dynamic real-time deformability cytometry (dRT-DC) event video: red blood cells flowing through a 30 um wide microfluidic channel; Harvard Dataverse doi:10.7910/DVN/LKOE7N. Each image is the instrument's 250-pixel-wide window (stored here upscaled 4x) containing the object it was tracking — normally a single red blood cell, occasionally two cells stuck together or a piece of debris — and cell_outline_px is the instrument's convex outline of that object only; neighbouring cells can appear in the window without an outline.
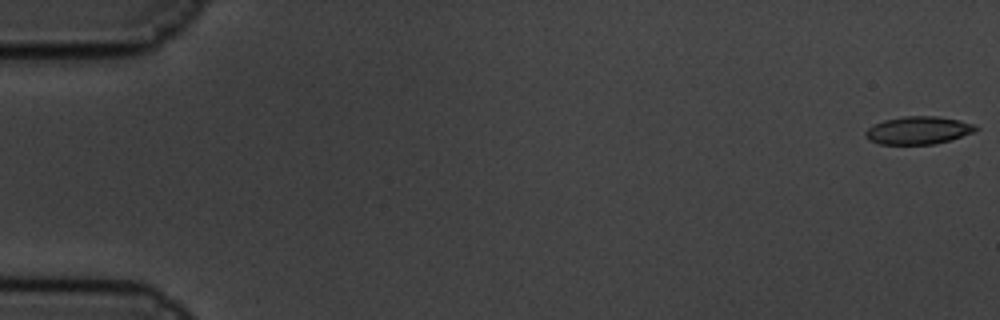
{"species": "common noctule bat (a hibernating species)", "species_latin": "Nyctalus noctula", "temperature_condition": "cold", "stored_images_in_passage": 61, "camera_frame_rate_fps": 3000, "um_per_image_px": 0.085, "animal": {"sex": "male", "body_mass_g": 19.5, "forearm_length_mm": 54.6}, "frame": {"image": 1, "passage_image": 1, "time_ms": 0.0, "image_size_px": [1000, 320], "cell_outline_px": [[980, 128], [972, 132], [936, 144], [880, 144], [868, 140], [864, 136], [864, 132], [872, 124], [884, 120], [904, 116], [936, 116], [960, 120], [972, 124]], "centroid_in_image_um": [77.99, 11.07], "position_along_channel_um": 7.0, "area_um2": 17.8}}
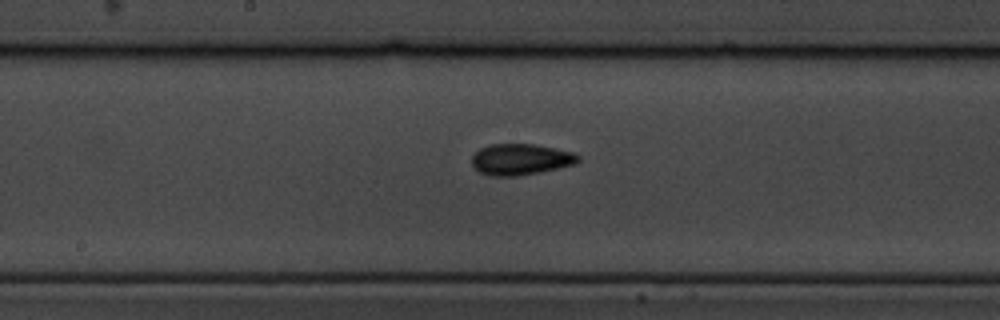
{"frame": {"image": 2, "passage_image": 32, "time_ms": 10.333, "image_size_px": [1000, 320], "cell_outline_px": [[580, 160], [576, 164], [540, 172], [516, 176], [492, 176], [480, 172], [472, 164], [472, 156], [480, 148], [492, 144], [532, 144], [572, 152], [580, 156]], "centroid_in_image_um": [44.26, 13.55], "position_along_channel_um": 203.9, "area_um2": 19.13}}
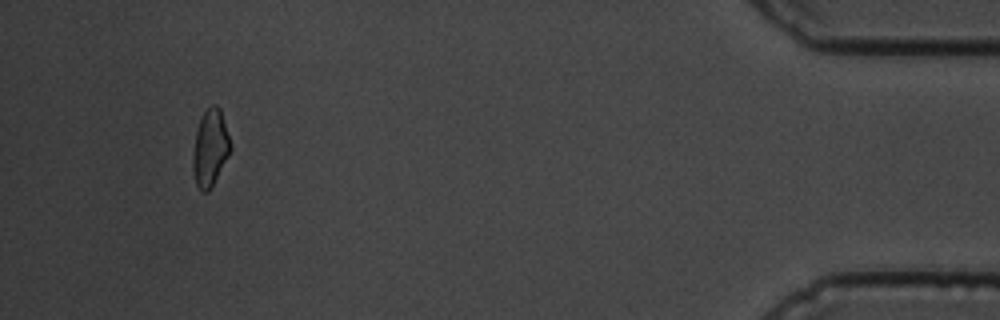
{"frame": {"image": 3, "passage_image": 57, "time_ms": 18.667, "image_size_px": [1000, 320], "cell_outline_px": [[232, 148], [228, 156], [208, 192], [204, 192], [196, 184], [192, 168], [192, 156], [196, 132], [200, 120], [204, 112], [212, 104], [216, 104], [220, 108]], "centroid_in_image_um": [17.86, 12.56], "position_along_channel_um": 417.3, "area_um2": 16.47}, "authors_computed_cell_mechanics": {"area_um2": 17.8024, "velocity_mm_per_s": 3.3568, "shape_relaxation_time_tau1_ms": 4.9582, "shape_relaxation_time_tau2_ms": 2.5617, "deformation_change_tau1": 0.1244, "deformation_change_tau2": 0.0767}}